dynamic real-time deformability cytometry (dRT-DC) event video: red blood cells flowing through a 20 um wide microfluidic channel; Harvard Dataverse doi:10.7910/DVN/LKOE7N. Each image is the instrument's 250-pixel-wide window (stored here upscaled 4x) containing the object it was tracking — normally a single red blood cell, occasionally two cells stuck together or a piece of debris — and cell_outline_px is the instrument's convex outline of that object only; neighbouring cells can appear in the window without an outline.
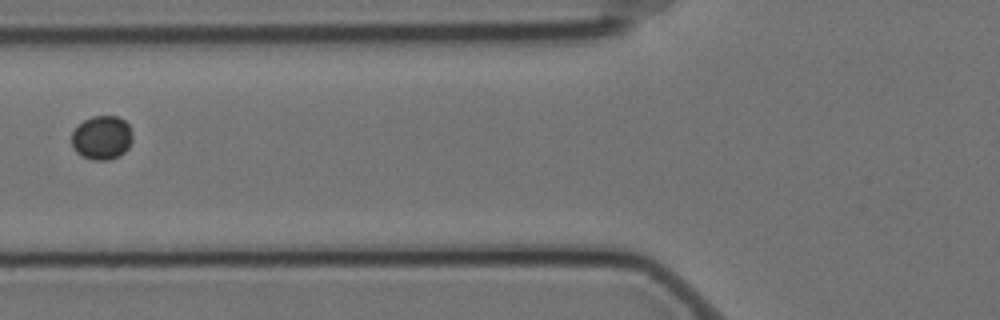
{"species": "Egyptian fruit bat (a non-hibernating species)", "species_latin": "Rousettus aegyptiacus", "temperature_condition": "cold", "stored_images_in_passage": 11, "segment_of_instrument_passage": [1, 2], "camera_frame_rate_fps": 3000, "um_per_image_px": 0.085, "animal": {"sex": "female"}, "frame": {"image": 1, "passage_image": 2, "time_ms": 0.333, "image_size_px": [1000, 320], "cell_outline_px": [[132, 140], [128, 148], [120, 156], [108, 160], [92, 160], [76, 152], [72, 148], [72, 132], [84, 120], [92, 116], [116, 116], [124, 120], [128, 124], [132, 132]], "centroid_in_image_um": [8.67, 11.71], "position_along_channel_um": 117.1, "area_um2": 15.61}}
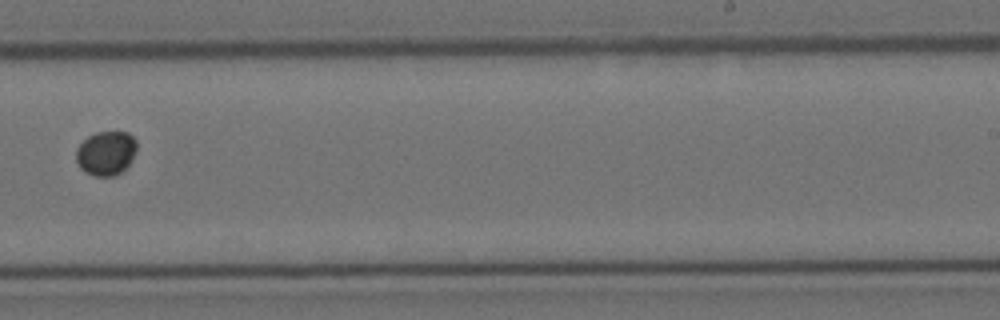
{"frame": {"image": 2, "passage_image": 6, "time_ms": 1.667, "image_size_px": [1000, 320], "cell_outline_px": [[136, 152], [128, 164], [116, 176], [96, 176], [84, 172], [80, 168], [76, 160], [76, 148], [88, 136], [96, 132], [128, 132], [136, 140]], "centroid_in_image_um": [9.0, 13.01], "position_along_channel_um": 280.0, "area_um2": 15.61}}
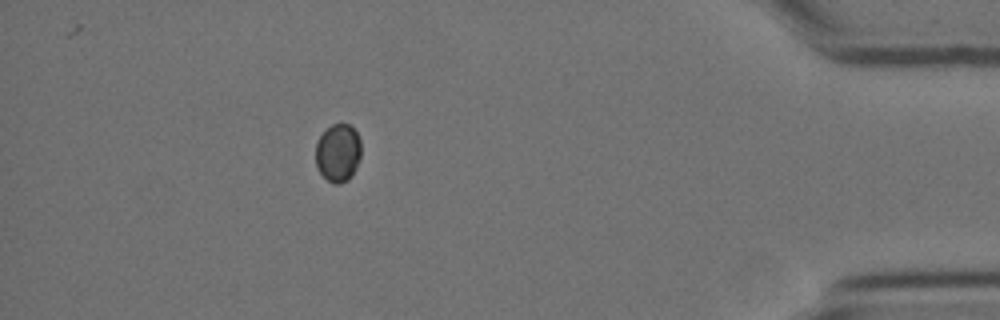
{"frame": {"image": 3, "passage_image": 10, "time_ms": 3.0, "image_size_px": [1000, 320], "cell_outline_px": [[360, 156], [356, 168], [352, 176], [348, 180], [340, 184], [332, 184], [316, 168], [316, 144], [320, 136], [332, 124], [348, 124], [356, 132], [360, 140]], "centroid_in_image_um": [28.73, 13.02], "position_along_channel_um": 406.5, "area_um2": 15.32}}